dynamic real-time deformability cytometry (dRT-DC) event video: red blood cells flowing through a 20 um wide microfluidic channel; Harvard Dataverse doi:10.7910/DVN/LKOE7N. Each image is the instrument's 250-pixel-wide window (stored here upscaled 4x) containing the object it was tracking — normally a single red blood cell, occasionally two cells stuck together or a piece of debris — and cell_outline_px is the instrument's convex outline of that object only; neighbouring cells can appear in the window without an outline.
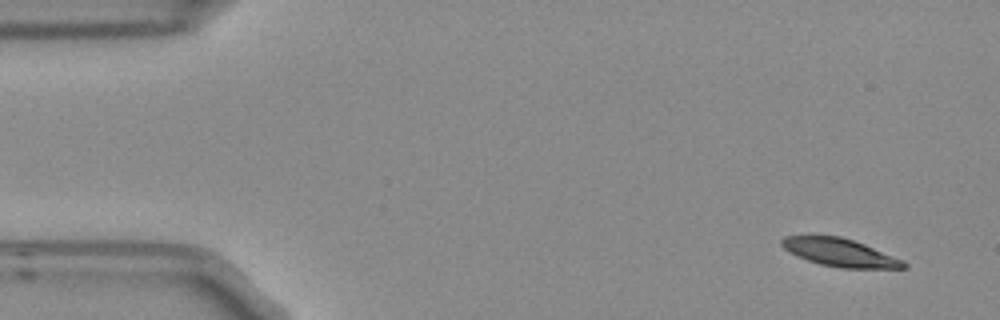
{"species": "Egyptian fruit bat (a non-hibernating species)", "species_latin": "Rousettus aegyptiacus", "temperature_condition": "room temperature", "stored_images_in_passage": 5, "segment_of_instrument_passage": [1, 2], "camera_frame_rate_fps": 3000, "um_per_image_px": 0.085, "frame": {"image": 1, "passage_image": 1, "time_ms": 0.0, "image_size_px": [1000, 320], "cell_outline_px": [[908, 268], [840, 268], [820, 264], [796, 256], [788, 252], [780, 244], [780, 240], [784, 236], [840, 236], [864, 244], [904, 260], [908, 264]], "centroid_in_image_um": [71.39, 21.47], "position_along_channel_um": 13.6, "area_um2": 19.83}}
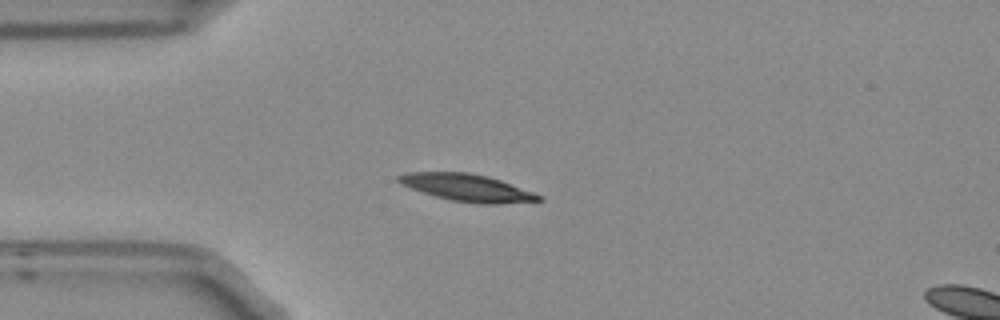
{"frame": {"image": 2, "passage_image": 4, "time_ms": 1.0, "image_size_px": [1000, 320], "cell_outline_px": [[544, 200], [500, 204], [476, 204], [448, 200], [400, 184], [396, 180], [396, 176], [408, 172], [468, 172], [488, 176], [500, 180], [544, 196]], "centroid_in_image_um": [39.72, 15.96], "position_along_channel_um": 45.3, "area_um2": 22.31}}